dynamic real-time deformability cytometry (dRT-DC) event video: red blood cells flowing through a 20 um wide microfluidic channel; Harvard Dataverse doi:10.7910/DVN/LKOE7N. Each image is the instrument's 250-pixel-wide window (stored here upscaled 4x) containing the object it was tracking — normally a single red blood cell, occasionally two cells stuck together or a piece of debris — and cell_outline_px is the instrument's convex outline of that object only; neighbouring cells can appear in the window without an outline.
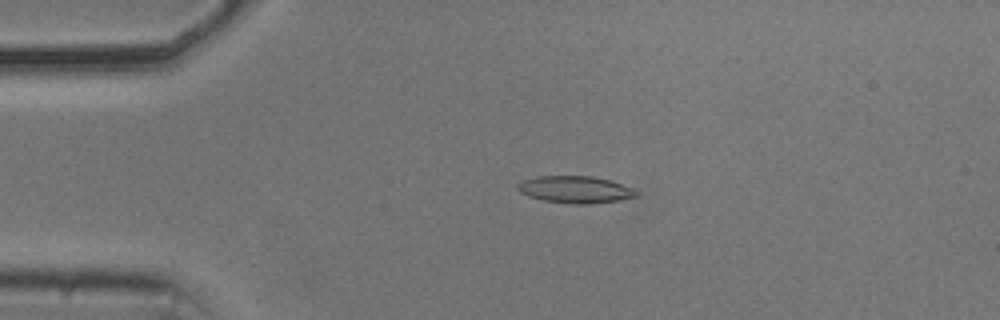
{"species": "common noctule bat (a hibernating species)", "species_latin": "Nyctalus noctula", "temperature_condition": "cold", "stored_images_in_passage": 23, "camera_frame_rate_fps": 3000, "um_per_image_px": 0.085, "animal": {"sex": "male", "body_mass_g": 20.5, "forearm_length_mm": 52.5}, "frame": {"image": 1, "passage_image": 10, "time_ms": 3.0, "image_size_px": [1000, 320], "cell_outline_px": [[640, 196], [592, 204], [572, 204], [544, 200], [528, 196], [520, 192], [516, 188], [516, 184], [524, 180], [536, 176], [592, 176], [608, 180], [632, 188], [640, 192]], "centroid_in_image_um": [48.89, 16.11], "position_along_channel_um": 36.1, "area_um2": 18.67}}
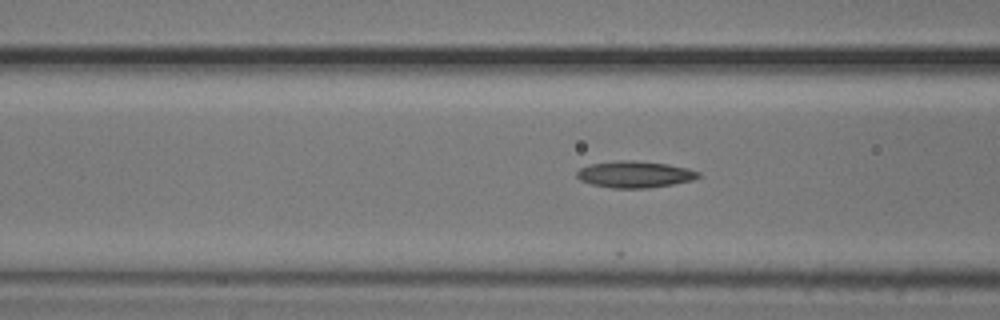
{"frame": {"image": 2, "passage_image": 19, "time_ms": 6.0, "image_size_px": [1000, 320], "cell_outline_px": [[704, 176], [692, 180], [672, 184], [648, 188], [612, 188], [592, 184], [580, 180], [576, 176], [576, 172], [580, 168], [592, 164], [616, 160], [632, 160], [668, 164], [688, 168], [700, 172]], "centroid_in_image_um": [53.99, 14.82], "position_along_channel_um": 112.6, "area_um2": 18.9}}
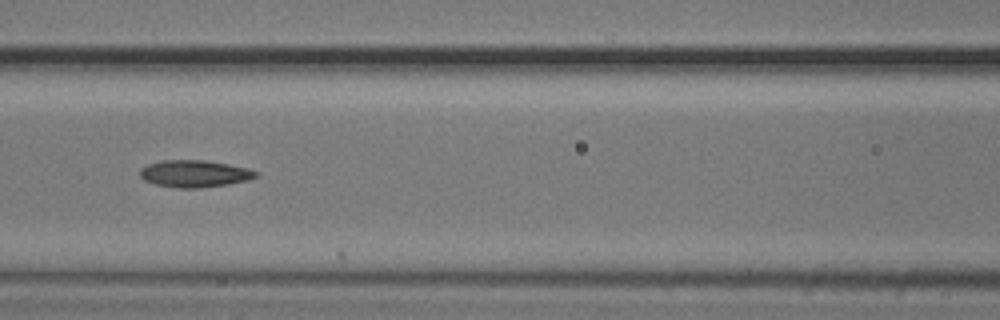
{"frame": {"image": 3, "passage_image": 22, "time_ms": 7.0, "image_size_px": [1000, 320], "cell_outline_px": [[260, 176], [248, 180], [228, 184], [200, 188], [176, 188], [156, 184], [144, 180], [140, 176], [140, 168], [148, 164], [160, 160], [204, 160], [228, 164], [248, 168], [260, 172]], "centroid_in_image_um": [16.56, 14.76], "position_along_channel_um": 150.0, "area_um2": 18.44}}